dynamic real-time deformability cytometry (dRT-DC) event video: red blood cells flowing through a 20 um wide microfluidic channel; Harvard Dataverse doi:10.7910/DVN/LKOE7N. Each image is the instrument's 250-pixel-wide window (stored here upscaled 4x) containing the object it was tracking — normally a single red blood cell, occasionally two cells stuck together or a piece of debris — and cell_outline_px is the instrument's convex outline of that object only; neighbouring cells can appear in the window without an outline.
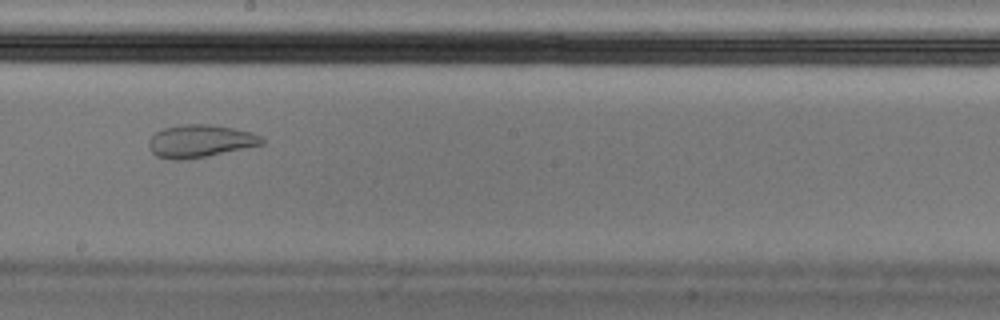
{"species": "Egyptian fruit bat (a non-hibernating species)", "species_latin": "Rousettus aegyptiacus", "temperature_condition": "cold", "stored_images_in_passage": 57, "camera_frame_rate_fps": 3000, "um_per_image_px": 0.085, "animal": {"sex": "male"}, "frame": {"image": 1, "passage_image": 33, "time_ms": 10.667, "image_size_px": [1000, 320], "cell_outline_px": [[264, 144], [188, 160], [176, 160], [156, 156], [148, 148], [148, 140], [156, 132], [164, 128], [180, 124], [212, 124], [252, 132], [260, 136], [264, 140]], "centroid_in_image_um": [16.99, 11.99], "position_along_channel_um": 231.2, "area_um2": 21.62}}